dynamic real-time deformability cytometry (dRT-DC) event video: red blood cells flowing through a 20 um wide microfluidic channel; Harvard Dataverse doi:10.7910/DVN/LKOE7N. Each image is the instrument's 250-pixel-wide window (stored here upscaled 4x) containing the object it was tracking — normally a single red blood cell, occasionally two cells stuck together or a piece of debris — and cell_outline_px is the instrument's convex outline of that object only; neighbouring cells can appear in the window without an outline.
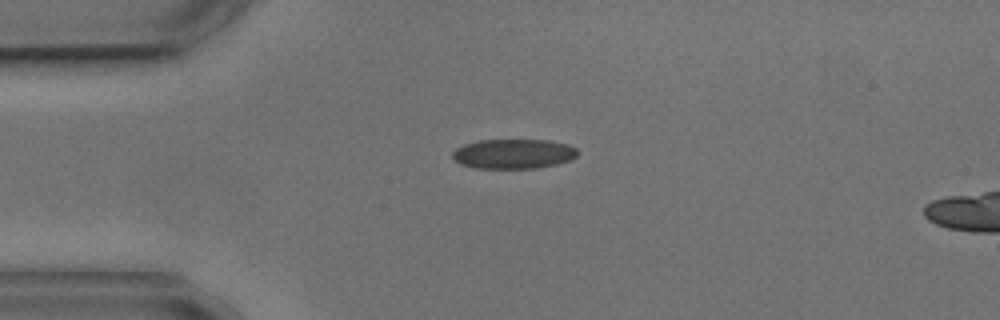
{"species": "common noctule bat (a hibernating species)", "species_latin": "Nyctalus noctula", "temperature_condition": "cold", "stored_images_in_passage": 2, "camera_frame_rate_fps": 3000, "um_per_image_px": 0.085, "animal": {"sex": "male", "body_mass_g": 17.9, "forearm_length_mm": 54.2}, "frame": {"image": 1, "passage_image": 2, "time_ms": 1.333, "image_size_px": [1000, 320], "cell_outline_px": [[576, 156], [572, 160], [556, 164], [536, 168], [476, 168], [460, 164], [452, 156], [452, 152], [456, 148], [464, 144], [480, 140], [548, 140], [568, 144], [576, 148]], "centroid_in_image_um": [43.64, 13.07], "position_along_channel_um": 41.4, "area_um2": 21.62}}